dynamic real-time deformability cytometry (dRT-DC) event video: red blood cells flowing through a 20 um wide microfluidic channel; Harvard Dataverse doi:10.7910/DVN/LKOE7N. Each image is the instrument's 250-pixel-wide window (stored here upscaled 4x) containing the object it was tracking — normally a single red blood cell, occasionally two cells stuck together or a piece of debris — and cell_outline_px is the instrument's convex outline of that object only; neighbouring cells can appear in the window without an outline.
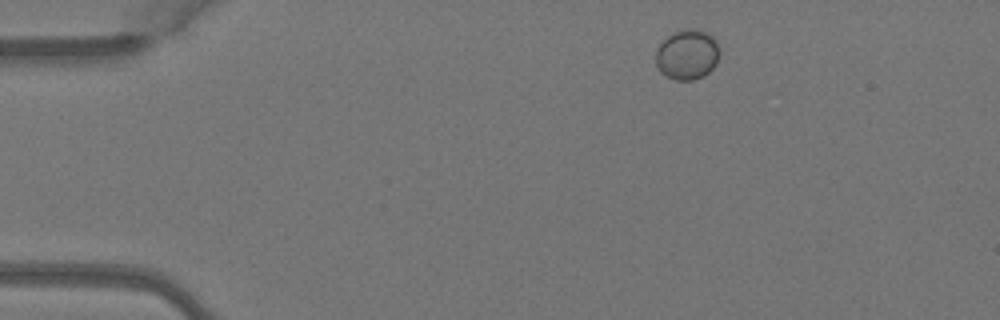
{"species": "Egyptian fruit bat (a non-hibernating species)", "species_latin": "Rousettus aegyptiacus", "temperature_condition": "warm", "stored_images_in_passage": 5, "camera_frame_rate_fps": 3000, "um_per_image_px": 0.085, "animal": {"sex": "female"}, "frame": {"image": 1, "passage_image": 1, "time_ms": 0.0, "image_size_px": [1000, 320], "cell_outline_px": [[720, 52], [716, 64], [704, 76], [692, 80], [676, 80], [660, 72], [656, 64], [656, 52], [660, 44], [672, 32], [688, 28], [696, 28], [712, 36], [716, 40], [720, 48]], "centroid_in_image_um": [58.43, 4.63], "position_along_channel_um": 26.6, "area_um2": 18.67}}
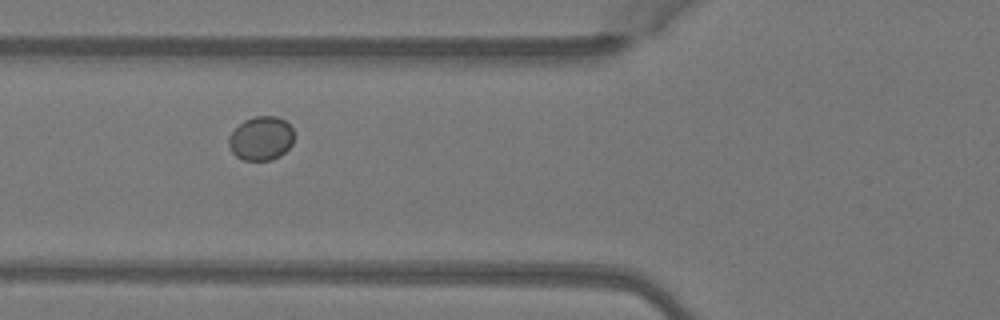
{"frame": {"image": 2, "passage_image": 4, "time_ms": 1.0, "image_size_px": [1000, 320], "cell_outline_px": [[292, 144], [280, 156], [272, 160], [244, 160], [236, 156], [232, 152], [228, 144], [228, 136], [244, 120], [256, 116], [276, 116], [284, 120], [292, 128]], "centroid_in_image_um": [22.17, 11.77], "position_along_channel_um": 103.6, "area_um2": 16.59}}
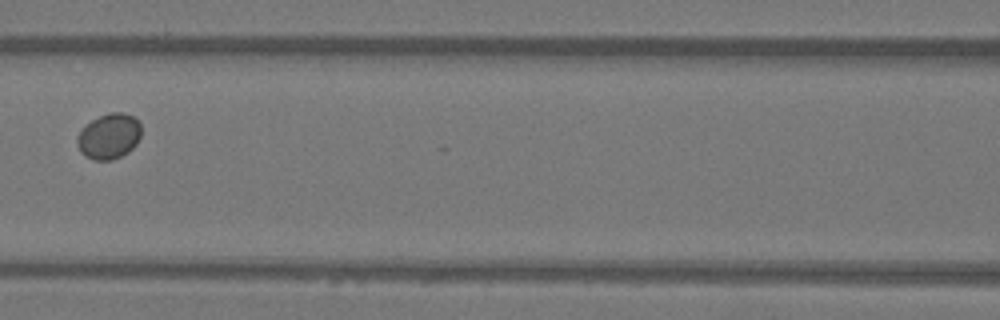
{"frame": {"image": 3, "passage_image": 5, "time_ms": 1.333, "image_size_px": [1000, 320], "cell_outline_px": [[140, 136], [136, 144], [128, 152], [112, 160], [92, 160], [84, 156], [80, 152], [76, 144], [76, 136], [92, 120], [108, 112], [124, 112], [140, 120]], "centroid_in_image_um": [9.26, 11.59], "position_along_channel_um": 157.3, "area_um2": 17.05}}